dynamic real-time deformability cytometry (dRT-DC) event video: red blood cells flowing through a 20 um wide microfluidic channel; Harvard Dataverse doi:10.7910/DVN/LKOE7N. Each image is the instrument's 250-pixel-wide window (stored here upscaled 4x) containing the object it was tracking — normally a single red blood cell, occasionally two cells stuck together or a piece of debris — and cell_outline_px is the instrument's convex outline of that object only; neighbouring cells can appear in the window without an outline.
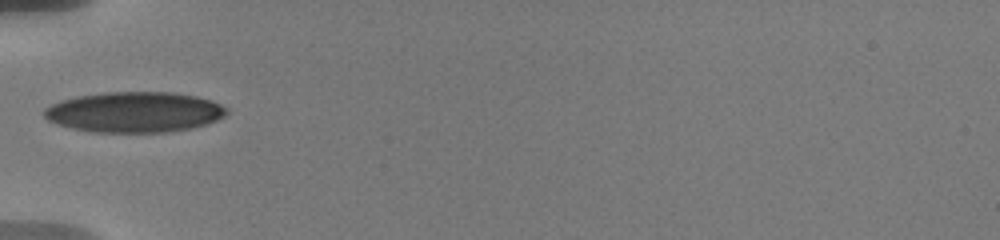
{"species": "human", "species_latin": "Homo sapiens", "temperature_condition": "warm", "stored_images_in_passage": 43, "camera_frame_rate_fps": 3000, "um_per_image_px": 0.085, "donor": {"sex": "male"}, "frame": {"image": 1, "passage_image": 1, "time_ms": 0.0, "image_size_px": [1000, 240], "cell_outline_px": [[228, 112], [224, 116], [208, 124], [192, 128], [168, 132], [92, 132], [72, 128], [56, 124], [48, 120], [44, 116], [44, 108], [60, 100], [76, 96], [104, 92], [172, 92], [196, 96], [212, 100], [228, 108]], "centroid_in_image_um": [11.43, 9.52], "position_along_channel_um": 73.6, "area_um2": 43.35}}
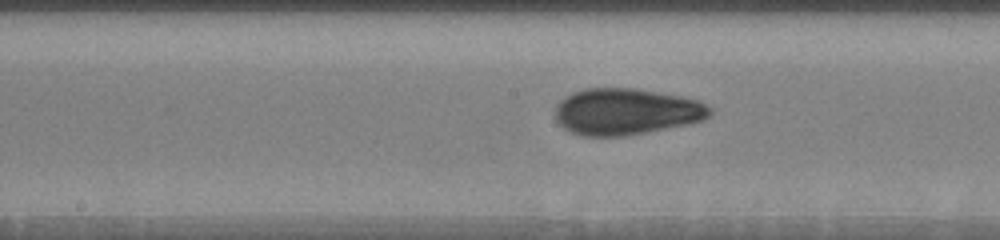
{"frame": {"image": 2, "passage_image": 13, "time_ms": 3.333, "image_size_px": [1000, 240], "cell_outline_px": [[712, 112], [704, 120], [688, 124], [648, 132], [624, 136], [580, 136], [564, 128], [556, 120], [556, 104], [564, 96], [572, 92], [584, 88], [636, 88], [680, 96], [696, 100], [712, 108]], "centroid_in_image_um": [53.2, 9.49], "position_along_channel_um": 195.0, "area_um2": 42.02}}
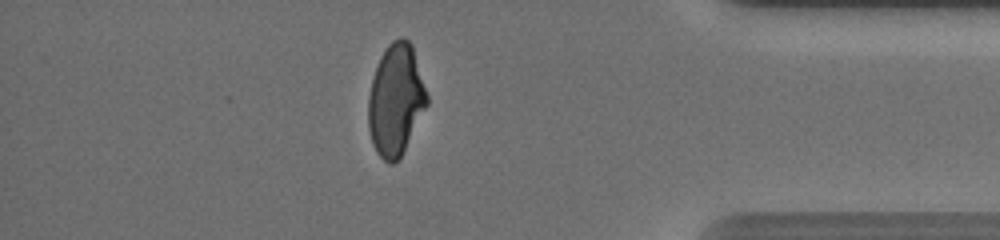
{"frame": {"image": 3, "passage_image": 33, "time_ms": 9.667, "image_size_px": [1000, 240], "cell_outline_px": [[428, 104], [400, 156], [392, 164], [388, 164], [376, 152], [372, 144], [368, 128], [368, 96], [372, 80], [380, 56], [388, 44], [392, 40], [400, 36], [404, 36], [412, 44], [428, 96]], "centroid_in_image_um": [33.63, 8.46], "position_along_channel_um": 401.6, "area_um2": 37.97}, "authors_computed_cell_mechanics": {"area_um2": 39.9976, "velocity_mm_per_s": 3.6468, "shape_relaxation_time_tau1_ms": 5.2374, "shape_relaxation_time_tau2_ms": 1.2438, "deformation_change_tau1": 0.1904, "deformation_change_tau2": 0.0561}}